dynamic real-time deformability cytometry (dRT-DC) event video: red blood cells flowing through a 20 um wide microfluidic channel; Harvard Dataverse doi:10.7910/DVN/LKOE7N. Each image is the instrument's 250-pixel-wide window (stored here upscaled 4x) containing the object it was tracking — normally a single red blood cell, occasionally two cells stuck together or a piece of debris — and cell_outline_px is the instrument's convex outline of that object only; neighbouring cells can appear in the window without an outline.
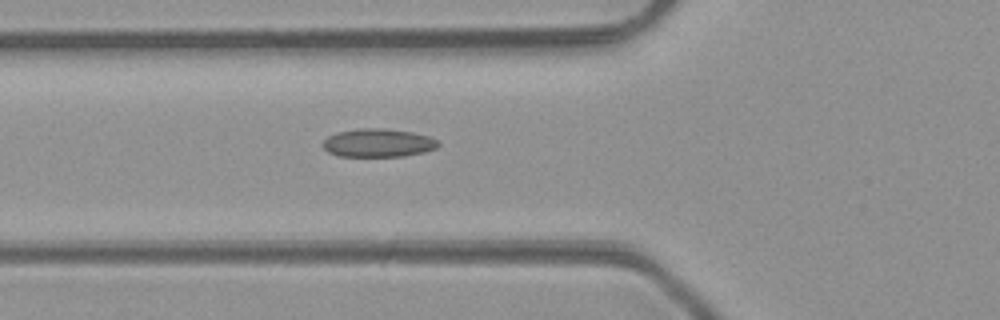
{"species": "common noctule bat (a hibernating species)", "species_latin": "Nyctalus noctula", "temperature_condition": "room temperature", "stored_images_in_passage": 33, "camera_frame_rate_fps": 3000, "um_per_image_px": 0.085, "animal": {"sex": "male", "body_mass_g": 23.1, "forearm_length_mm": 52.7}, "frame": {"image": 1, "passage_image": 2, "time_ms": 0.333, "image_size_px": [1000, 320], "cell_outline_px": [[440, 144], [436, 148], [424, 152], [404, 156], [336, 156], [328, 152], [324, 148], [324, 140], [328, 136], [340, 132], [360, 128], [384, 128], [412, 132], [428, 136], [436, 140]], "centroid_in_image_um": [32.15, 12.15], "position_along_channel_um": 93.7, "area_um2": 18.9}}
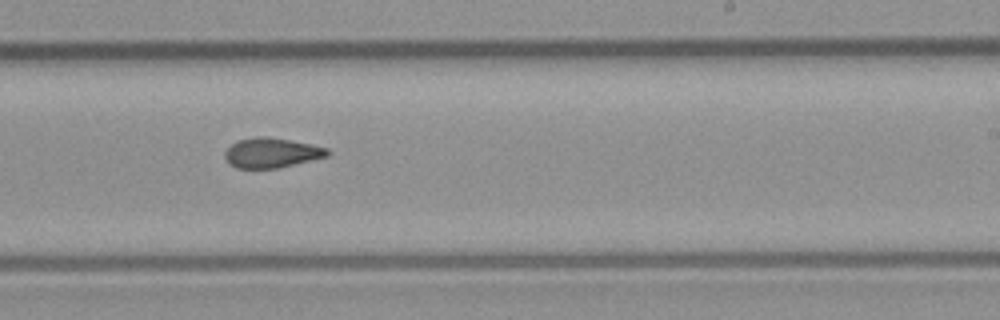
{"frame": {"image": 2, "passage_image": 14, "time_ms": 4.333, "image_size_px": [1000, 320], "cell_outline_px": [[332, 152], [328, 156], [276, 168], [236, 168], [228, 164], [224, 156], [224, 152], [232, 144], [240, 140], [256, 136], [268, 136], [328, 148]], "centroid_in_image_um": [23.06, 12.99], "position_along_channel_um": 265.9, "area_um2": 17.69}}
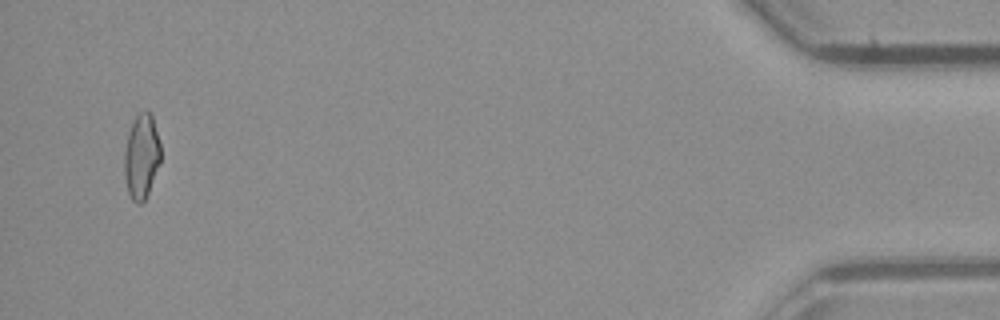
{"frame": {"image": 3, "passage_image": 31, "time_ms": 10.0, "image_size_px": [1000, 320], "cell_outline_px": [[160, 160], [148, 192], [144, 200], [140, 204], [136, 204], [132, 200], [128, 192], [124, 176], [124, 152], [128, 132], [136, 116], [140, 112], [148, 112], [152, 116], [160, 144]], "centroid_in_image_um": [12.0, 13.32], "position_along_channel_um": 423.2, "area_um2": 17.63}}